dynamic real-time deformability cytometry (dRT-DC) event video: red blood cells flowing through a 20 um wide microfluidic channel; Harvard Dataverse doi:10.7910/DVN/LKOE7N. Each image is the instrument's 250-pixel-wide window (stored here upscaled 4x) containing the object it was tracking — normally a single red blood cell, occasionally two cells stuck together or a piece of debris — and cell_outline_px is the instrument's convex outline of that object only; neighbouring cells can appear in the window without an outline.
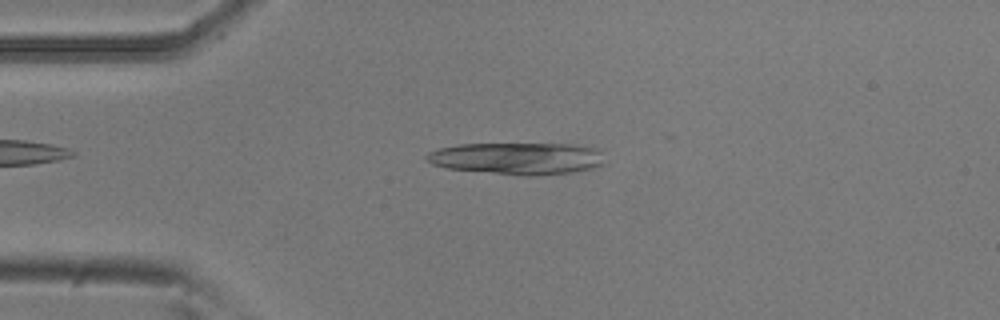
{"species": "common noctule bat (a hibernating species)", "species_latin": "Nyctalus noctula", "temperature_condition": "room temperature", "stored_images_in_passage": 11, "camera_frame_rate_fps": 3000, "um_per_image_px": 0.085, "animal": {"sex": "male", "body_mass_g": 20.5, "forearm_length_mm": 52.5}, "frame": {"image": 1, "passage_image": 1, "time_ms": 0.0, "image_size_px": [1000, 320], "cell_outline_px": [[604, 164], [592, 168], [572, 172], [536, 176], [524, 176], [448, 168], [432, 164], [424, 160], [424, 156], [428, 152], [440, 148], [460, 144], [572, 144], [596, 148], [600, 152]], "centroid_in_image_um": [43.94, 13.47], "position_along_channel_um": 41.1, "area_um2": 33.18}}